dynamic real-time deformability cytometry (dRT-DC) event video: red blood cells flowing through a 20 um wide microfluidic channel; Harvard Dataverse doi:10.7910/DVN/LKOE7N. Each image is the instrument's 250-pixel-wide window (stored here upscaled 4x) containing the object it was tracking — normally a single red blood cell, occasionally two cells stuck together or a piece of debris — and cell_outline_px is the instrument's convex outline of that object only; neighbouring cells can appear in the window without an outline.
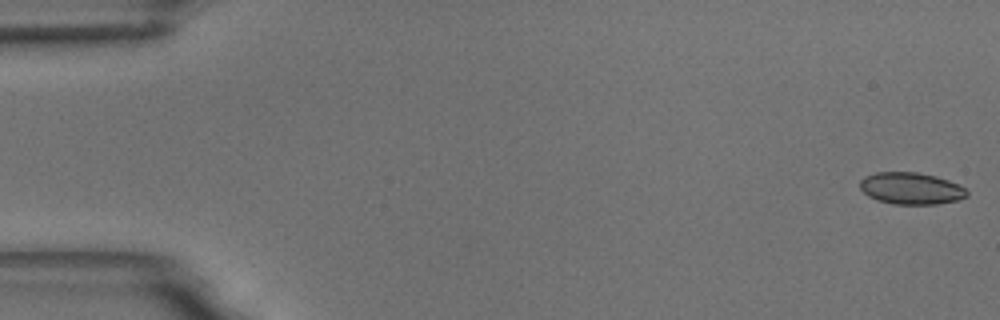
{"species": "common noctule bat (a hibernating species)", "species_latin": "Nyctalus noctula", "temperature_condition": "room temperature", "stored_images_in_passage": 56, "camera_frame_rate_fps": 3000, "um_per_image_px": 0.085, "animal": {"sex": "male", "body_mass_g": 18.8}, "frame": {"image": 1, "passage_image": 1, "time_ms": 0.0, "image_size_px": [1000, 320], "cell_outline_px": [[968, 196], [956, 200], [936, 204], [892, 204], [876, 200], [868, 196], [860, 188], [860, 180], [864, 176], [876, 172], [916, 172], [936, 176], [948, 180], [964, 188], [968, 192]], "centroid_in_image_um": [77.4, 16.01], "position_along_channel_um": 7.6, "area_um2": 19.83}}
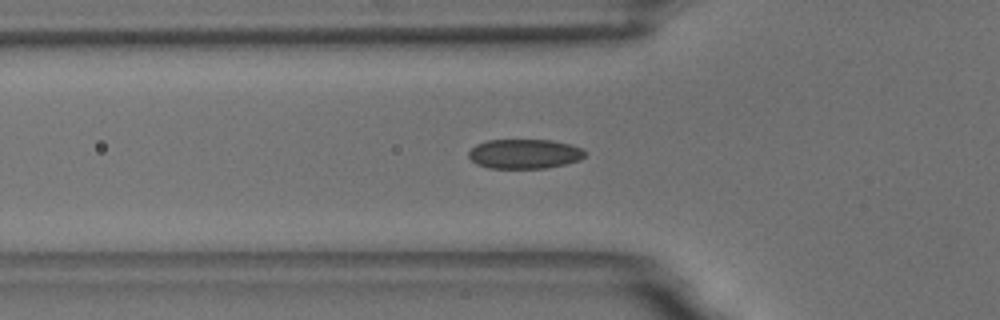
{"frame": {"image": 2, "passage_image": 19, "time_ms": 6.0, "image_size_px": [1000, 320], "cell_outline_px": [[584, 156], [580, 160], [548, 168], [488, 168], [476, 164], [468, 156], [468, 152], [476, 144], [488, 140], [552, 140], [572, 144], [580, 148], [584, 152]], "centroid_in_image_um": [44.56, 13.08], "position_along_channel_um": 81.2, "area_um2": 20.06}}
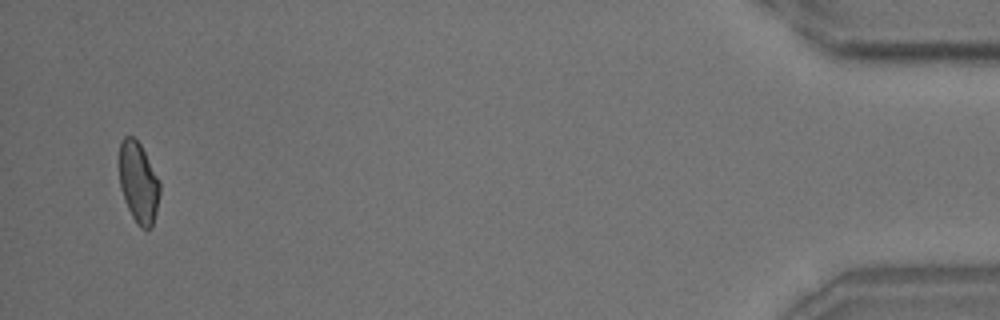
{"frame": {"image": 3, "passage_image": 54, "time_ms": 17.667, "image_size_px": [1000, 320], "cell_outline_px": [[160, 192], [156, 212], [152, 228], [140, 228], [136, 224], [124, 200], [120, 188], [120, 140], [124, 136], [132, 136], [140, 144], [160, 180]], "centroid_in_image_um": [11.78, 15.53], "position_along_channel_um": 423.4, "area_um2": 19.13}, "authors_computed_cell_mechanics": {"area_um2": 20.0277, "velocity_mm_per_s": 3.6285, "shape_relaxation_time_tau1_ms": 5.0584, "shape_relaxation_time_tau2_ms": 1.5643, "deformation_change_tau1": 0.108, "deformation_change_tau2": 0.0643}}